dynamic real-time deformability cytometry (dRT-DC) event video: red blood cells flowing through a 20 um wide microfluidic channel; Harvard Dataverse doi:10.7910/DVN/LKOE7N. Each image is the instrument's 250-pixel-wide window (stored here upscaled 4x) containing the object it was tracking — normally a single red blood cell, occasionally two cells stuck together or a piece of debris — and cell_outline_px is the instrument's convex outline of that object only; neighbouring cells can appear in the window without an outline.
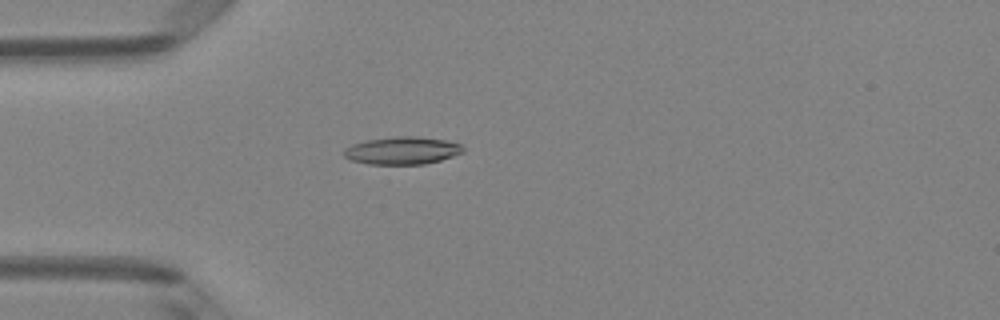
{"species": "Egyptian fruit bat (a non-hibernating species)", "species_latin": "Rousettus aegyptiacus", "temperature_condition": "room temperature", "stored_images_in_passage": 4, "camera_frame_rate_fps": 3000, "um_per_image_px": 0.085, "animal": {"sex": "female"}, "frame": {"image": 1, "passage_image": 4, "time_ms": 1.0, "image_size_px": [1000, 320], "cell_outline_px": [[464, 152], [440, 160], [424, 164], [368, 164], [352, 160], [344, 156], [344, 148], [352, 144], [364, 140], [396, 136], [416, 136], [444, 140], [460, 144], [464, 148]], "centroid_in_image_um": [34.17, 12.79], "position_along_channel_um": 50.8, "area_um2": 19.13}}